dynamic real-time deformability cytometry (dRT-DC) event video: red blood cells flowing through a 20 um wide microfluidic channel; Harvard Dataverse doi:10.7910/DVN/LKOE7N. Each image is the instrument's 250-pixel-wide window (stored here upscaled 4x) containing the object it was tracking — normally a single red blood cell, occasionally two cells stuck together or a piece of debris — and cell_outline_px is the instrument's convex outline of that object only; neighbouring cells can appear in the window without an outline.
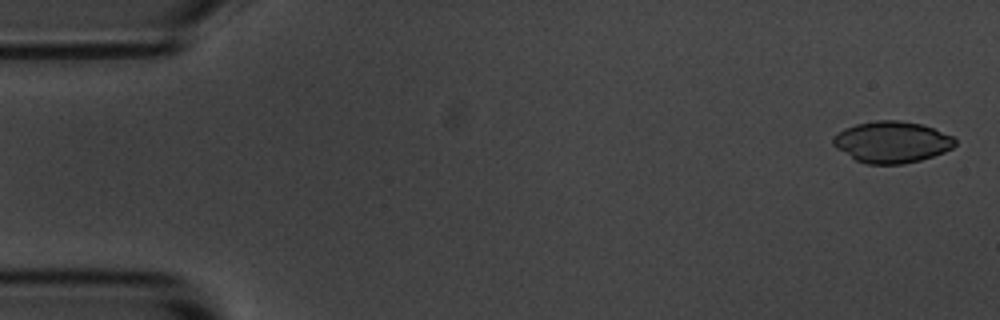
{"species": "common noctule bat (a hibernating species)", "species_latin": "Nyctalus noctula", "temperature_condition": "room temperature", "stored_images_in_passage": 5, "camera_frame_rate_fps": 3000, "um_per_image_px": 0.085, "animal": {"sex": "male", "body_mass_g": 20.1, "forearm_length_mm": 53.5}, "frame": {"image": 1, "passage_image": 1, "time_ms": 0.0, "image_size_px": [1000, 320], "cell_outline_px": [[956, 144], [952, 148], [944, 152], [920, 160], [904, 164], [868, 164], [856, 160], [836, 148], [832, 144], [832, 136], [844, 128], [856, 124], [876, 120], [900, 120], [920, 124], [932, 128], [952, 136], [956, 140]], "centroid_in_image_um": [75.78, 12.07], "position_along_channel_um": 9.2, "area_um2": 29.42}}